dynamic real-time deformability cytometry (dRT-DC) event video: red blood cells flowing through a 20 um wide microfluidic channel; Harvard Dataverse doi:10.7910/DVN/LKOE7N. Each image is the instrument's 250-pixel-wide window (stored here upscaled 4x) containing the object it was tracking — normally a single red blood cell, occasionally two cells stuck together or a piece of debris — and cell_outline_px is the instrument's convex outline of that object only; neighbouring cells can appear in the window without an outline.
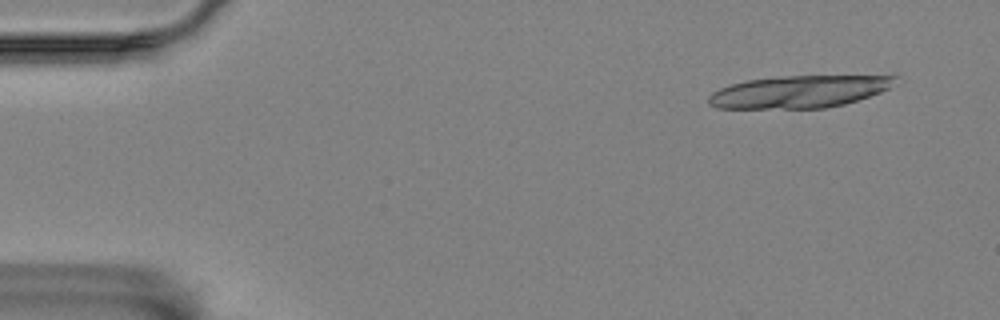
{"species": "Egyptian fruit bat (a non-hibernating species)", "species_latin": "Rousettus aegyptiacus", "temperature_condition": "room temperature", "stored_images_in_passage": 2, "segment_of_instrument_passage": [2, 2], "camera_frame_rate_fps": 3000, "um_per_image_px": 0.085, "animal": {"sex": "female"}, "frame": {"image": 1, "passage_image": 2, "time_ms": 1.667, "image_size_px": [1000, 320], "cell_outline_px": [[900, 76], [888, 88], [880, 92], [844, 104], [824, 108], [716, 108], [708, 104], [708, 96], [712, 92], [720, 88], [732, 84], [748, 80], [784, 76]], "centroid_in_image_um": [67.87, 7.8], "position_along_channel_um": 17.1, "area_um2": 34.68}}